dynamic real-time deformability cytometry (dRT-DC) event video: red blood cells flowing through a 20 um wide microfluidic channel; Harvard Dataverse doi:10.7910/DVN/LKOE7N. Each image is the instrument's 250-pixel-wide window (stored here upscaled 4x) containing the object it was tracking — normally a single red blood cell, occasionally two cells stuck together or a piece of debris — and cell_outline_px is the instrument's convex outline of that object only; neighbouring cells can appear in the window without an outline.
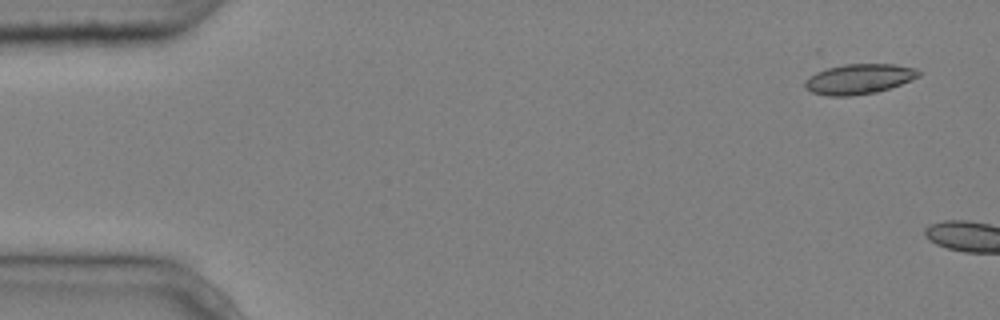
{"species": "common noctule bat (a hibernating species)", "species_latin": "Nyctalus noctula", "temperature_condition": "cold", "stored_images_in_passage": 3, "camera_frame_rate_fps": 3000, "um_per_image_px": 0.085, "animal": {"sex": "male", "body_mass_g": 20.4}, "frame": {"image": 1, "passage_image": 1, "time_ms": 0.0, "image_size_px": [1000, 320], "cell_outline_px": [[920, 76], [900, 84], [876, 92], [852, 96], [828, 96], [812, 92], [804, 88], [804, 84], [808, 76], [816, 72], [828, 68], [844, 64], [892, 64], [916, 68], [920, 72]], "centroid_in_image_um": [72.98, 6.72], "position_along_channel_um": 12.0, "area_um2": 19.88}}